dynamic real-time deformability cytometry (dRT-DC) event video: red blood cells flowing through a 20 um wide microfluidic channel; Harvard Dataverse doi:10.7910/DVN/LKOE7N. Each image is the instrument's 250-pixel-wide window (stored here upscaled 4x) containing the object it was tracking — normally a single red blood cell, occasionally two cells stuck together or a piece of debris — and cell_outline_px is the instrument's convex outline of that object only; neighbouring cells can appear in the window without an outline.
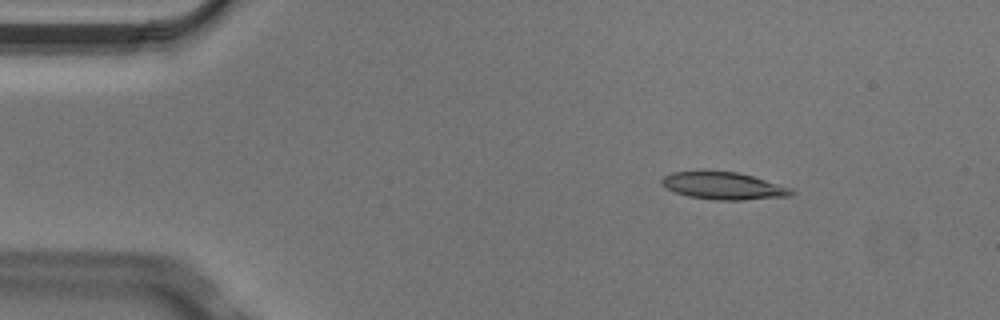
{"species": "Egyptian fruit bat (a non-hibernating species)", "species_latin": "Rousettus aegyptiacus", "temperature_condition": "cold", "stored_images_in_passage": 4, "camera_frame_rate_fps": 3000, "um_per_image_px": 0.085, "animal": {"sex": "male"}, "frame": {"image": 1, "passage_image": 2, "time_ms": 0.333, "image_size_px": [1000, 320], "cell_outline_px": [[796, 192], [792, 196], [744, 200], [716, 200], [688, 196], [676, 192], [660, 184], [660, 180], [664, 176], [672, 172], [704, 168], [736, 172], [752, 176], [792, 188]], "centroid_in_image_um": [61.46, 15.76], "position_along_channel_um": 23.5, "area_um2": 21.33}}